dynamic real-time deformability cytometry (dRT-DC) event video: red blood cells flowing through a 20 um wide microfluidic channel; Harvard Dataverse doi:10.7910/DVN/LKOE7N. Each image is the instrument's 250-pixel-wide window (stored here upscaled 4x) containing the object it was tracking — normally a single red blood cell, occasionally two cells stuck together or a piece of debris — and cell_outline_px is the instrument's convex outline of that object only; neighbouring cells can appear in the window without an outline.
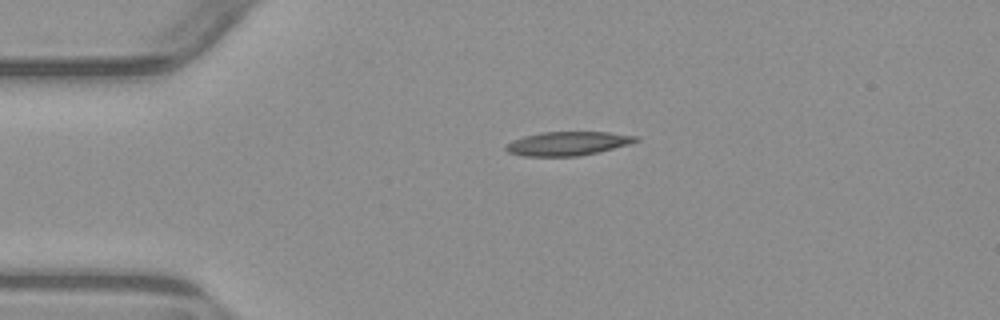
{"species": "common noctule bat (a hibernating species)", "species_latin": "Nyctalus noctula", "temperature_condition": "warm", "stored_images_in_passage": 2, "camera_frame_rate_fps": 3000, "um_per_image_px": 0.085, "animal": {"sex": "male", "body_mass_g": 23.1, "forearm_length_mm": 52.7}, "frame": {"image": 1, "passage_image": 1, "time_ms": 0.0, "image_size_px": [1000, 320], "cell_outline_px": [[640, 140], [628, 144], [596, 152], [576, 156], [524, 156], [508, 152], [504, 148], [504, 144], [512, 140], [524, 136], [544, 132], [608, 132], [636, 136]], "centroid_in_image_um": [48.19, 12.19], "position_along_channel_um": 36.8, "area_um2": 17.86}}